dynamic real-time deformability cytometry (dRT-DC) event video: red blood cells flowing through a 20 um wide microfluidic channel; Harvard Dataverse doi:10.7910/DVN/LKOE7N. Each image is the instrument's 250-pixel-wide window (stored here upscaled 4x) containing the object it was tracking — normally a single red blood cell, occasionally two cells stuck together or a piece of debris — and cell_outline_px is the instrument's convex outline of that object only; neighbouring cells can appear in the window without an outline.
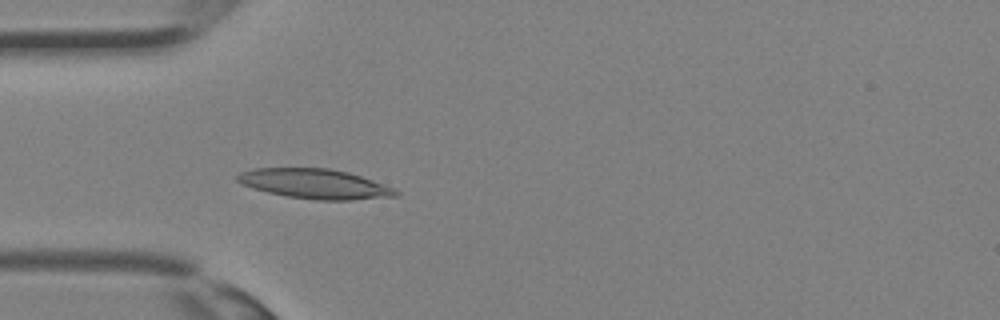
{"species": "Egyptian fruit bat (a non-hibernating species)", "species_latin": "Rousettus aegyptiacus", "temperature_condition": "room temperature", "stored_images_in_passage": 35, "camera_frame_rate_fps": 3000, "um_per_image_px": 0.085, "animal": {"sex": "female"}, "frame": {"image": 1, "passage_image": 11, "time_ms": 3.333, "image_size_px": [1000, 320], "cell_outline_px": [[400, 196], [352, 200], [316, 200], [288, 196], [268, 192], [244, 184], [236, 180], [236, 176], [240, 172], [252, 168], [328, 168], [348, 172], [396, 188], [400, 192]], "centroid_in_image_um": [26.82, 15.63], "position_along_channel_um": 58.2, "area_um2": 27.4}}
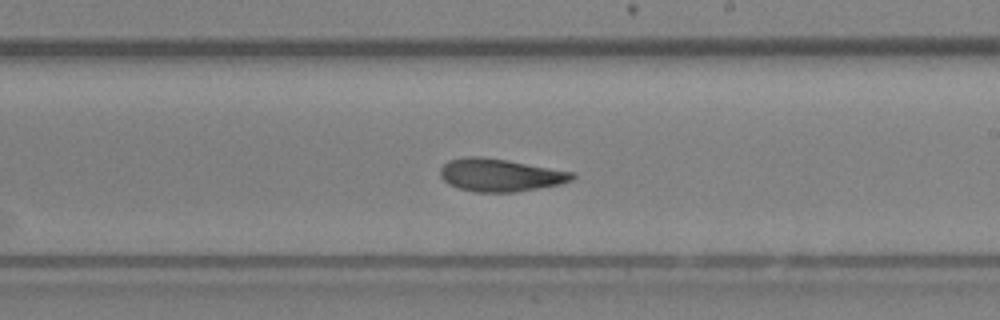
{"frame": {"image": 2, "passage_image": 21, "time_ms": 6.667, "image_size_px": [1000, 320], "cell_outline_px": [[576, 176], [572, 180], [560, 184], [516, 192], [476, 192], [460, 188], [448, 184], [440, 176], [440, 168], [448, 160], [464, 156], [480, 156], [508, 160], [576, 172]], "centroid_in_image_um": [42.52, 14.87], "position_along_channel_um": 246.5, "area_um2": 25.37}}
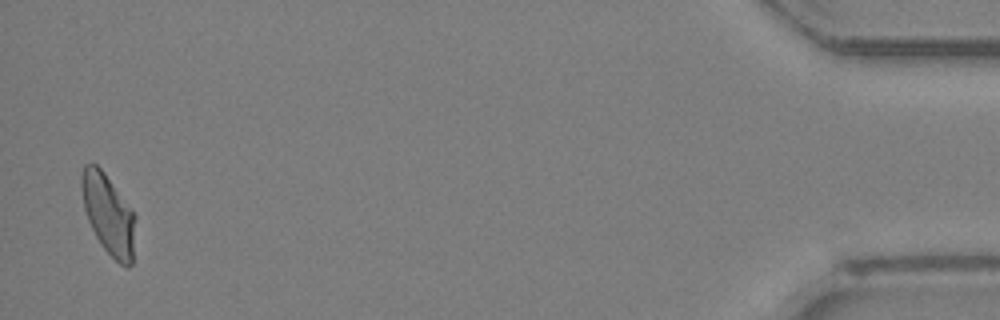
{"frame": {"image": 3, "passage_image": 35, "time_ms": 11.333, "image_size_px": [1000, 320], "cell_outline_px": [[136, 216], [132, 264], [128, 268], [120, 264], [100, 244], [88, 220], [84, 208], [80, 184], [80, 176], [84, 164], [96, 164], [104, 172], [132, 208]], "centroid_in_image_um": [9.22, 18.2], "position_along_channel_um": 426.0, "area_um2": 25.26}}